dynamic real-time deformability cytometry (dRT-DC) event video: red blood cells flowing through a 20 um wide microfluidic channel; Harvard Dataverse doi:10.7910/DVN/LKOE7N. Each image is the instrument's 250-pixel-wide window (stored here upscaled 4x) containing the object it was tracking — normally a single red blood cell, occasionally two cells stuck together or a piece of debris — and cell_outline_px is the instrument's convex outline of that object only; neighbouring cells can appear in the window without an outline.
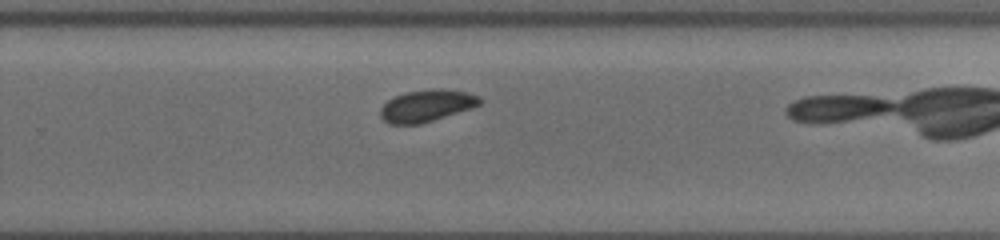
{"species": "common noctule bat (a hibernating species)", "species_latin": "Nyctalus noctula", "temperature_condition": "cold", "stored_images_in_passage": 23, "camera_frame_rate_fps": 3000, "um_per_image_px": 0.085, "animal": {"sex": "female", "body_mass_g": 19.5, "forearm_length_mm": 54.1}, "frame": {"image": 1, "passage_image": 16, "time_ms": 5.0, "image_size_px": [1000, 240], "cell_outline_px": [[484, 100], [480, 104], [472, 108], [420, 124], [388, 124], [380, 116], [380, 108], [388, 100], [396, 96], [408, 92], [432, 88], [444, 88], [468, 92], [480, 96]], "centroid_in_image_um": [36.3, 8.97], "position_along_channel_um": 293.5, "area_um2": 18.61}}
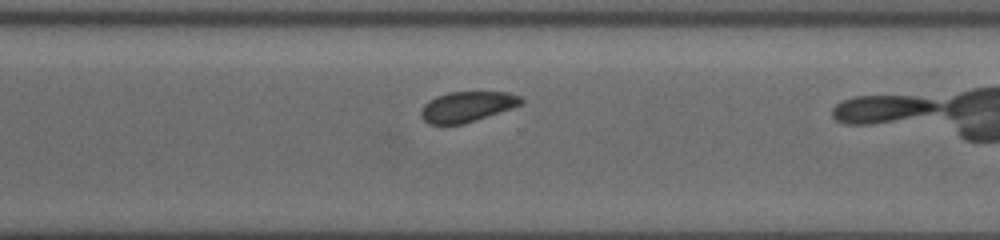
{"frame": {"image": 2, "passage_image": 19, "time_ms": 6.0, "image_size_px": [1000, 240], "cell_outline_px": [[524, 104], [464, 124], [428, 124], [420, 116], [420, 112], [424, 104], [428, 100], [436, 96], [448, 92], [508, 92], [520, 96], [524, 100]], "centroid_in_image_um": [39.7, 9.06], "position_along_channel_um": 330.9, "area_um2": 17.86}}